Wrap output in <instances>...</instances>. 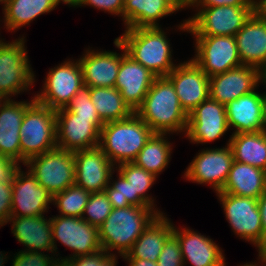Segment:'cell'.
Segmentation results:
<instances>
[{
	"instance_id": "obj_16",
	"label": "cell",
	"mask_w": 266,
	"mask_h": 266,
	"mask_svg": "<svg viewBox=\"0 0 266 266\" xmlns=\"http://www.w3.org/2000/svg\"><path fill=\"white\" fill-rule=\"evenodd\" d=\"M114 46L122 51L115 87L135 112L142 104L156 76L129 56L117 38L114 40Z\"/></svg>"
},
{
	"instance_id": "obj_18",
	"label": "cell",
	"mask_w": 266,
	"mask_h": 266,
	"mask_svg": "<svg viewBox=\"0 0 266 266\" xmlns=\"http://www.w3.org/2000/svg\"><path fill=\"white\" fill-rule=\"evenodd\" d=\"M261 85V70L241 65L224 73L209 77V98L227 105L239 97L251 93Z\"/></svg>"
},
{
	"instance_id": "obj_24",
	"label": "cell",
	"mask_w": 266,
	"mask_h": 266,
	"mask_svg": "<svg viewBox=\"0 0 266 266\" xmlns=\"http://www.w3.org/2000/svg\"><path fill=\"white\" fill-rule=\"evenodd\" d=\"M79 58L84 86L115 87L121 53L87 48Z\"/></svg>"
},
{
	"instance_id": "obj_33",
	"label": "cell",
	"mask_w": 266,
	"mask_h": 266,
	"mask_svg": "<svg viewBox=\"0 0 266 266\" xmlns=\"http://www.w3.org/2000/svg\"><path fill=\"white\" fill-rule=\"evenodd\" d=\"M90 99L104 123L122 120L134 111L116 87H89Z\"/></svg>"
},
{
	"instance_id": "obj_52",
	"label": "cell",
	"mask_w": 266,
	"mask_h": 266,
	"mask_svg": "<svg viewBox=\"0 0 266 266\" xmlns=\"http://www.w3.org/2000/svg\"><path fill=\"white\" fill-rule=\"evenodd\" d=\"M261 83L266 85V65L261 69Z\"/></svg>"
},
{
	"instance_id": "obj_34",
	"label": "cell",
	"mask_w": 266,
	"mask_h": 266,
	"mask_svg": "<svg viewBox=\"0 0 266 266\" xmlns=\"http://www.w3.org/2000/svg\"><path fill=\"white\" fill-rule=\"evenodd\" d=\"M116 172H119L132 188V206H149L155 209L159 214L164 212L156 209L155 199L147 192L154 185L157 177L146 171L144 168L137 166L133 162L122 163L116 166Z\"/></svg>"
},
{
	"instance_id": "obj_10",
	"label": "cell",
	"mask_w": 266,
	"mask_h": 266,
	"mask_svg": "<svg viewBox=\"0 0 266 266\" xmlns=\"http://www.w3.org/2000/svg\"><path fill=\"white\" fill-rule=\"evenodd\" d=\"M41 91L34 95L35 100L51 109L67 106L72 97L84 86L79 60L67 61L50 68Z\"/></svg>"
},
{
	"instance_id": "obj_50",
	"label": "cell",
	"mask_w": 266,
	"mask_h": 266,
	"mask_svg": "<svg viewBox=\"0 0 266 266\" xmlns=\"http://www.w3.org/2000/svg\"><path fill=\"white\" fill-rule=\"evenodd\" d=\"M181 9H187L191 0H173Z\"/></svg>"
},
{
	"instance_id": "obj_38",
	"label": "cell",
	"mask_w": 266,
	"mask_h": 266,
	"mask_svg": "<svg viewBox=\"0 0 266 266\" xmlns=\"http://www.w3.org/2000/svg\"><path fill=\"white\" fill-rule=\"evenodd\" d=\"M117 179L113 180V173L111 174L108 186L105 188L112 208H125L132 206V188L128 182L119 172H117Z\"/></svg>"
},
{
	"instance_id": "obj_12",
	"label": "cell",
	"mask_w": 266,
	"mask_h": 266,
	"mask_svg": "<svg viewBox=\"0 0 266 266\" xmlns=\"http://www.w3.org/2000/svg\"><path fill=\"white\" fill-rule=\"evenodd\" d=\"M195 56L192 60L208 77L241 66L235 36H193Z\"/></svg>"
},
{
	"instance_id": "obj_56",
	"label": "cell",
	"mask_w": 266,
	"mask_h": 266,
	"mask_svg": "<svg viewBox=\"0 0 266 266\" xmlns=\"http://www.w3.org/2000/svg\"><path fill=\"white\" fill-rule=\"evenodd\" d=\"M56 266H65V265L59 262Z\"/></svg>"
},
{
	"instance_id": "obj_35",
	"label": "cell",
	"mask_w": 266,
	"mask_h": 266,
	"mask_svg": "<svg viewBox=\"0 0 266 266\" xmlns=\"http://www.w3.org/2000/svg\"><path fill=\"white\" fill-rule=\"evenodd\" d=\"M90 194V192L74 184L63 192L55 194L52 204L57 207L61 216L81 218Z\"/></svg>"
},
{
	"instance_id": "obj_40",
	"label": "cell",
	"mask_w": 266,
	"mask_h": 266,
	"mask_svg": "<svg viewBox=\"0 0 266 266\" xmlns=\"http://www.w3.org/2000/svg\"><path fill=\"white\" fill-rule=\"evenodd\" d=\"M13 257L11 266H56L59 263L55 255L45 254V252L21 250Z\"/></svg>"
},
{
	"instance_id": "obj_28",
	"label": "cell",
	"mask_w": 266,
	"mask_h": 266,
	"mask_svg": "<svg viewBox=\"0 0 266 266\" xmlns=\"http://www.w3.org/2000/svg\"><path fill=\"white\" fill-rule=\"evenodd\" d=\"M165 213L159 214L122 258L157 262L166 240L173 234V223Z\"/></svg>"
},
{
	"instance_id": "obj_31",
	"label": "cell",
	"mask_w": 266,
	"mask_h": 266,
	"mask_svg": "<svg viewBox=\"0 0 266 266\" xmlns=\"http://www.w3.org/2000/svg\"><path fill=\"white\" fill-rule=\"evenodd\" d=\"M227 144L234 160L266 171V131L232 134Z\"/></svg>"
},
{
	"instance_id": "obj_30",
	"label": "cell",
	"mask_w": 266,
	"mask_h": 266,
	"mask_svg": "<svg viewBox=\"0 0 266 266\" xmlns=\"http://www.w3.org/2000/svg\"><path fill=\"white\" fill-rule=\"evenodd\" d=\"M60 3L61 0H7L2 8V23L8 32H15L40 15L55 10Z\"/></svg>"
},
{
	"instance_id": "obj_53",
	"label": "cell",
	"mask_w": 266,
	"mask_h": 266,
	"mask_svg": "<svg viewBox=\"0 0 266 266\" xmlns=\"http://www.w3.org/2000/svg\"><path fill=\"white\" fill-rule=\"evenodd\" d=\"M259 9L266 15V0H259Z\"/></svg>"
},
{
	"instance_id": "obj_5",
	"label": "cell",
	"mask_w": 266,
	"mask_h": 266,
	"mask_svg": "<svg viewBox=\"0 0 266 266\" xmlns=\"http://www.w3.org/2000/svg\"><path fill=\"white\" fill-rule=\"evenodd\" d=\"M194 16L183 20L177 30L193 36H235L259 6L196 7Z\"/></svg>"
},
{
	"instance_id": "obj_26",
	"label": "cell",
	"mask_w": 266,
	"mask_h": 266,
	"mask_svg": "<svg viewBox=\"0 0 266 266\" xmlns=\"http://www.w3.org/2000/svg\"><path fill=\"white\" fill-rule=\"evenodd\" d=\"M229 129L232 134L264 131L262 93L254 90L225 106Z\"/></svg>"
},
{
	"instance_id": "obj_9",
	"label": "cell",
	"mask_w": 266,
	"mask_h": 266,
	"mask_svg": "<svg viewBox=\"0 0 266 266\" xmlns=\"http://www.w3.org/2000/svg\"><path fill=\"white\" fill-rule=\"evenodd\" d=\"M25 166L52 196L75 184L74 152L56 147L29 159Z\"/></svg>"
},
{
	"instance_id": "obj_13",
	"label": "cell",
	"mask_w": 266,
	"mask_h": 266,
	"mask_svg": "<svg viewBox=\"0 0 266 266\" xmlns=\"http://www.w3.org/2000/svg\"><path fill=\"white\" fill-rule=\"evenodd\" d=\"M233 161L232 149L228 144L221 148H204L189 163L183 178L196 184L210 185L216 193L220 192Z\"/></svg>"
},
{
	"instance_id": "obj_4",
	"label": "cell",
	"mask_w": 266,
	"mask_h": 266,
	"mask_svg": "<svg viewBox=\"0 0 266 266\" xmlns=\"http://www.w3.org/2000/svg\"><path fill=\"white\" fill-rule=\"evenodd\" d=\"M155 132L134 112L128 118L105 123L99 147L118 166L133 162Z\"/></svg>"
},
{
	"instance_id": "obj_15",
	"label": "cell",
	"mask_w": 266,
	"mask_h": 266,
	"mask_svg": "<svg viewBox=\"0 0 266 266\" xmlns=\"http://www.w3.org/2000/svg\"><path fill=\"white\" fill-rule=\"evenodd\" d=\"M101 129L92 118L79 117L65 107L56 110V144L76 152L99 146Z\"/></svg>"
},
{
	"instance_id": "obj_32",
	"label": "cell",
	"mask_w": 266,
	"mask_h": 266,
	"mask_svg": "<svg viewBox=\"0 0 266 266\" xmlns=\"http://www.w3.org/2000/svg\"><path fill=\"white\" fill-rule=\"evenodd\" d=\"M168 133H154L133 161L156 177L163 172L171 160L172 143Z\"/></svg>"
},
{
	"instance_id": "obj_25",
	"label": "cell",
	"mask_w": 266,
	"mask_h": 266,
	"mask_svg": "<svg viewBox=\"0 0 266 266\" xmlns=\"http://www.w3.org/2000/svg\"><path fill=\"white\" fill-rule=\"evenodd\" d=\"M31 99L28 102L6 99L0 106V154L20 164V127L26 109L35 101V97Z\"/></svg>"
},
{
	"instance_id": "obj_22",
	"label": "cell",
	"mask_w": 266,
	"mask_h": 266,
	"mask_svg": "<svg viewBox=\"0 0 266 266\" xmlns=\"http://www.w3.org/2000/svg\"><path fill=\"white\" fill-rule=\"evenodd\" d=\"M242 65H266V15L258 9L235 35Z\"/></svg>"
},
{
	"instance_id": "obj_36",
	"label": "cell",
	"mask_w": 266,
	"mask_h": 266,
	"mask_svg": "<svg viewBox=\"0 0 266 266\" xmlns=\"http://www.w3.org/2000/svg\"><path fill=\"white\" fill-rule=\"evenodd\" d=\"M112 211V204L105 191L91 193L85 206L82 219L93 226L99 227Z\"/></svg>"
},
{
	"instance_id": "obj_8",
	"label": "cell",
	"mask_w": 266,
	"mask_h": 266,
	"mask_svg": "<svg viewBox=\"0 0 266 266\" xmlns=\"http://www.w3.org/2000/svg\"><path fill=\"white\" fill-rule=\"evenodd\" d=\"M216 195L234 234L255 245L258 252H266L258 199L222 192Z\"/></svg>"
},
{
	"instance_id": "obj_54",
	"label": "cell",
	"mask_w": 266,
	"mask_h": 266,
	"mask_svg": "<svg viewBox=\"0 0 266 266\" xmlns=\"http://www.w3.org/2000/svg\"><path fill=\"white\" fill-rule=\"evenodd\" d=\"M6 97H4L1 93H0V106L5 102Z\"/></svg>"
},
{
	"instance_id": "obj_3",
	"label": "cell",
	"mask_w": 266,
	"mask_h": 266,
	"mask_svg": "<svg viewBox=\"0 0 266 266\" xmlns=\"http://www.w3.org/2000/svg\"><path fill=\"white\" fill-rule=\"evenodd\" d=\"M166 33L161 27L125 28L117 39L135 61L156 77H166L177 65Z\"/></svg>"
},
{
	"instance_id": "obj_44",
	"label": "cell",
	"mask_w": 266,
	"mask_h": 266,
	"mask_svg": "<svg viewBox=\"0 0 266 266\" xmlns=\"http://www.w3.org/2000/svg\"><path fill=\"white\" fill-rule=\"evenodd\" d=\"M259 6V0H191L188 8L216 6ZM192 6V7H191Z\"/></svg>"
},
{
	"instance_id": "obj_2",
	"label": "cell",
	"mask_w": 266,
	"mask_h": 266,
	"mask_svg": "<svg viewBox=\"0 0 266 266\" xmlns=\"http://www.w3.org/2000/svg\"><path fill=\"white\" fill-rule=\"evenodd\" d=\"M159 213L149 206L112 208L98 227L101 248L108 254L125 255ZM112 250H117L115 253ZM113 252V253H112Z\"/></svg>"
},
{
	"instance_id": "obj_55",
	"label": "cell",
	"mask_w": 266,
	"mask_h": 266,
	"mask_svg": "<svg viewBox=\"0 0 266 266\" xmlns=\"http://www.w3.org/2000/svg\"><path fill=\"white\" fill-rule=\"evenodd\" d=\"M7 0H0V4H3L2 7L6 4Z\"/></svg>"
},
{
	"instance_id": "obj_42",
	"label": "cell",
	"mask_w": 266,
	"mask_h": 266,
	"mask_svg": "<svg viewBox=\"0 0 266 266\" xmlns=\"http://www.w3.org/2000/svg\"><path fill=\"white\" fill-rule=\"evenodd\" d=\"M90 6L98 10L108 12L111 15L120 16L123 20L124 0H80L75 7Z\"/></svg>"
},
{
	"instance_id": "obj_20",
	"label": "cell",
	"mask_w": 266,
	"mask_h": 266,
	"mask_svg": "<svg viewBox=\"0 0 266 266\" xmlns=\"http://www.w3.org/2000/svg\"><path fill=\"white\" fill-rule=\"evenodd\" d=\"M75 184L90 193L103 192L116 166L97 146L74 152Z\"/></svg>"
},
{
	"instance_id": "obj_14",
	"label": "cell",
	"mask_w": 266,
	"mask_h": 266,
	"mask_svg": "<svg viewBox=\"0 0 266 266\" xmlns=\"http://www.w3.org/2000/svg\"><path fill=\"white\" fill-rule=\"evenodd\" d=\"M228 130L225 105L208 98L188 114L184 135L202 145L219 140Z\"/></svg>"
},
{
	"instance_id": "obj_39",
	"label": "cell",
	"mask_w": 266,
	"mask_h": 266,
	"mask_svg": "<svg viewBox=\"0 0 266 266\" xmlns=\"http://www.w3.org/2000/svg\"><path fill=\"white\" fill-rule=\"evenodd\" d=\"M116 254H108L101 249L91 254L66 259L65 266H116L119 258Z\"/></svg>"
},
{
	"instance_id": "obj_11",
	"label": "cell",
	"mask_w": 266,
	"mask_h": 266,
	"mask_svg": "<svg viewBox=\"0 0 266 266\" xmlns=\"http://www.w3.org/2000/svg\"><path fill=\"white\" fill-rule=\"evenodd\" d=\"M50 218L54 255L58 252L56 241L61 242V244L73 251V254L67 257H58L57 259L60 263L66 259L91 254L102 249L97 226H93L78 217L52 215Z\"/></svg>"
},
{
	"instance_id": "obj_23",
	"label": "cell",
	"mask_w": 266,
	"mask_h": 266,
	"mask_svg": "<svg viewBox=\"0 0 266 266\" xmlns=\"http://www.w3.org/2000/svg\"><path fill=\"white\" fill-rule=\"evenodd\" d=\"M11 233L26 248L24 251L51 252L54 255L51 218L40 216H11L7 222Z\"/></svg>"
},
{
	"instance_id": "obj_41",
	"label": "cell",
	"mask_w": 266,
	"mask_h": 266,
	"mask_svg": "<svg viewBox=\"0 0 266 266\" xmlns=\"http://www.w3.org/2000/svg\"><path fill=\"white\" fill-rule=\"evenodd\" d=\"M158 266H184L179 241L172 234L164 243L157 259Z\"/></svg>"
},
{
	"instance_id": "obj_6",
	"label": "cell",
	"mask_w": 266,
	"mask_h": 266,
	"mask_svg": "<svg viewBox=\"0 0 266 266\" xmlns=\"http://www.w3.org/2000/svg\"><path fill=\"white\" fill-rule=\"evenodd\" d=\"M56 147V110L35 100L20 127L21 163Z\"/></svg>"
},
{
	"instance_id": "obj_1",
	"label": "cell",
	"mask_w": 266,
	"mask_h": 266,
	"mask_svg": "<svg viewBox=\"0 0 266 266\" xmlns=\"http://www.w3.org/2000/svg\"><path fill=\"white\" fill-rule=\"evenodd\" d=\"M135 113L155 133L185 134L188 114L183 110L175 88L167 77L154 79Z\"/></svg>"
},
{
	"instance_id": "obj_46",
	"label": "cell",
	"mask_w": 266,
	"mask_h": 266,
	"mask_svg": "<svg viewBox=\"0 0 266 266\" xmlns=\"http://www.w3.org/2000/svg\"><path fill=\"white\" fill-rule=\"evenodd\" d=\"M258 207L261 214L262 234L266 239V191L258 198Z\"/></svg>"
},
{
	"instance_id": "obj_29",
	"label": "cell",
	"mask_w": 266,
	"mask_h": 266,
	"mask_svg": "<svg viewBox=\"0 0 266 266\" xmlns=\"http://www.w3.org/2000/svg\"><path fill=\"white\" fill-rule=\"evenodd\" d=\"M265 191L266 171L234 160L220 192L258 199Z\"/></svg>"
},
{
	"instance_id": "obj_7",
	"label": "cell",
	"mask_w": 266,
	"mask_h": 266,
	"mask_svg": "<svg viewBox=\"0 0 266 266\" xmlns=\"http://www.w3.org/2000/svg\"><path fill=\"white\" fill-rule=\"evenodd\" d=\"M25 37L0 42V93L11 99L34 85L35 73L25 47Z\"/></svg>"
},
{
	"instance_id": "obj_47",
	"label": "cell",
	"mask_w": 266,
	"mask_h": 266,
	"mask_svg": "<svg viewBox=\"0 0 266 266\" xmlns=\"http://www.w3.org/2000/svg\"><path fill=\"white\" fill-rule=\"evenodd\" d=\"M127 261L128 266H158L157 262H152L150 260L138 259V258H123Z\"/></svg>"
},
{
	"instance_id": "obj_45",
	"label": "cell",
	"mask_w": 266,
	"mask_h": 266,
	"mask_svg": "<svg viewBox=\"0 0 266 266\" xmlns=\"http://www.w3.org/2000/svg\"><path fill=\"white\" fill-rule=\"evenodd\" d=\"M22 167L19 162L0 154V182L12 184L17 170Z\"/></svg>"
},
{
	"instance_id": "obj_21",
	"label": "cell",
	"mask_w": 266,
	"mask_h": 266,
	"mask_svg": "<svg viewBox=\"0 0 266 266\" xmlns=\"http://www.w3.org/2000/svg\"><path fill=\"white\" fill-rule=\"evenodd\" d=\"M173 235L180 244L183 265L192 266H225V255L218 244L208 236L198 233L189 227L180 229L173 224Z\"/></svg>"
},
{
	"instance_id": "obj_43",
	"label": "cell",
	"mask_w": 266,
	"mask_h": 266,
	"mask_svg": "<svg viewBox=\"0 0 266 266\" xmlns=\"http://www.w3.org/2000/svg\"><path fill=\"white\" fill-rule=\"evenodd\" d=\"M12 184L0 182V228L7 224L12 210Z\"/></svg>"
},
{
	"instance_id": "obj_37",
	"label": "cell",
	"mask_w": 266,
	"mask_h": 266,
	"mask_svg": "<svg viewBox=\"0 0 266 266\" xmlns=\"http://www.w3.org/2000/svg\"><path fill=\"white\" fill-rule=\"evenodd\" d=\"M79 117L92 118V121L101 129L105 123L101 120L94 104L90 99L89 87L83 86L65 107Z\"/></svg>"
},
{
	"instance_id": "obj_51",
	"label": "cell",
	"mask_w": 266,
	"mask_h": 266,
	"mask_svg": "<svg viewBox=\"0 0 266 266\" xmlns=\"http://www.w3.org/2000/svg\"><path fill=\"white\" fill-rule=\"evenodd\" d=\"M62 4H68L67 6L74 7L80 0H61Z\"/></svg>"
},
{
	"instance_id": "obj_19",
	"label": "cell",
	"mask_w": 266,
	"mask_h": 266,
	"mask_svg": "<svg viewBox=\"0 0 266 266\" xmlns=\"http://www.w3.org/2000/svg\"><path fill=\"white\" fill-rule=\"evenodd\" d=\"M166 77L187 114L209 98V77L192 59L178 63Z\"/></svg>"
},
{
	"instance_id": "obj_17",
	"label": "cell",
	"mask_w": 266,
	"mask_h": 266,
	"mask_svg": "<svg viewBox=\"0 0 266 266\" xmlns=\"http://www.w3.org/2000/svg\"><path fill=\"white\" fill-rule=\"evenodd\" d=\"M21 167L12 181L11 216H40L48 212L53 203L52 194L41 186L28 168Z\"/></svg>"
},
{
	"instance_id": "obj_48",
	"label": "cell",
	"mask_w": 266,
	"mask_h": 266,
	"mask_svg": "<svg viewBox=\"0 0 266 266\" xmlns=\"http://www.w3.org/2000/svg\"><path fill=\"white\" fill-rule=\"evenodd\" d=\"M257 256L259 257L257 260L259 261L260 265L256 261V262H252V263L247 262V263L240 265V266H261V265H264V263L266 262V252H258Z\"/></svg>"
},
{
	"instance_id": "obj_27",
	"label": "cell",
	"mask_w": 266,
	"mask_h": 266,
	"mask_svg": "<svg viewBox=\"0 0 266 266\" xmlns=\"http://www.w3.org/2000/svg\"><path fill=\"white\" fill-rule=\"evenodd\" d=\"M182 9L173 0H124L125 28L161 27L159 20Z\"/></svg>"
},
{
	"instance_id": "obj_49",
	"label": "cell",
	"mask_w": 266,
	"mask_h": 266,
	"mask_svg": "<svg viewBox=\"0 0 266 266\" xmlns=\"http://www.w3.org/2000/svg\"><path fill=\"white\" fill-rule=\"evenodd\" d=\"M262 117L264 129L266 131V92L262 93Z\"/></svg>"
}]
</instances>
